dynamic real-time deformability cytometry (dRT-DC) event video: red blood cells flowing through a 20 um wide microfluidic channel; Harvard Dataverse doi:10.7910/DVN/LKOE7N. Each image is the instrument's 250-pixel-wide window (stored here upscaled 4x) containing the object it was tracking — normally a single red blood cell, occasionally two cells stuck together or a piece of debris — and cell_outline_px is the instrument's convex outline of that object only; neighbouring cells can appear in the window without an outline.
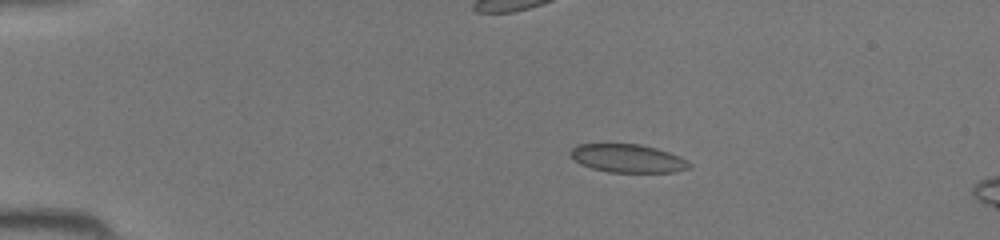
{"species": "common noctule bat (a hibernating species)", "species_latin": "Nyctalus noctula", "temperature_condition": "room temperature", "stored_images_in_passage": 45, "camera_frame_rate_fps": 3000, "um_per_image_px": 0.085, "animal": {"sex": "female", "body_mass_g": 19.5, "forearm_length_mm": 54.1}, "frame": {"image": 1, "passage_image": 9, "time_ms": 2.667, "image_size_px": [1000, 240], "cell_outline_px": [[692, 168], [672, 172], [608, 172], [592, 168], [580, 164], [568, 152], [576, 144], [640, 144], [656, 148], [668, 152], [692, 164]], "centroid_in_image_um": [53.33, 13.46], "position_along_channel_um": 31.7, "area_um2": 19.42}}
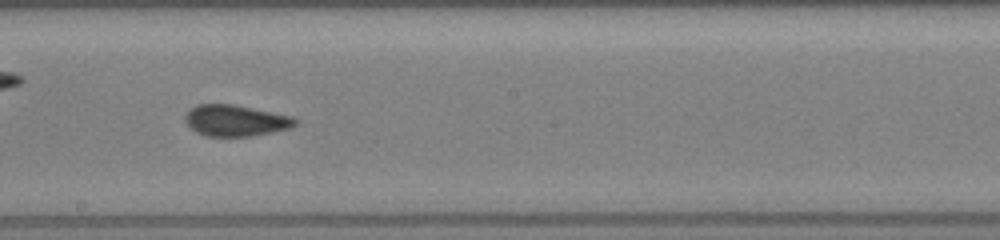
{"frame": {"image": 2, "passage_image": 26, "time_ms": 8.333, "image_size_px": [1000, 240], "cell_outline_px": [[300, 120], [292, 128], [252, 136], [208, 136], [196, 132], [184, 120], [184, 116], [196, 104], [232, 104], [292, 116]], "centroid_in_image_um": [20.06, 10.25], "position_along_channel_um": 228.1, "area_um2": 20.0}}
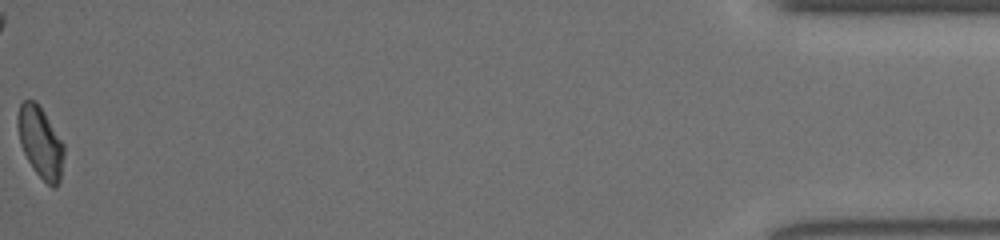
{"frame": {"image": 3, "passage_image": 45, "time_ms": 14.667, "image_size_px": [1000, 240], "cell_outline_px": [[64, 156], [60, 180], [56, 188], [52, 188], [32, 168], [20, 144], [16, 124], [16, 116], [20, 104], [24, 100], [36, 100], [40, 104], [64, 144]], "centroid_in_image_um": [3.43, 12.06], "position_along_channel_um": 431.8, "area_um2": 19.48}}